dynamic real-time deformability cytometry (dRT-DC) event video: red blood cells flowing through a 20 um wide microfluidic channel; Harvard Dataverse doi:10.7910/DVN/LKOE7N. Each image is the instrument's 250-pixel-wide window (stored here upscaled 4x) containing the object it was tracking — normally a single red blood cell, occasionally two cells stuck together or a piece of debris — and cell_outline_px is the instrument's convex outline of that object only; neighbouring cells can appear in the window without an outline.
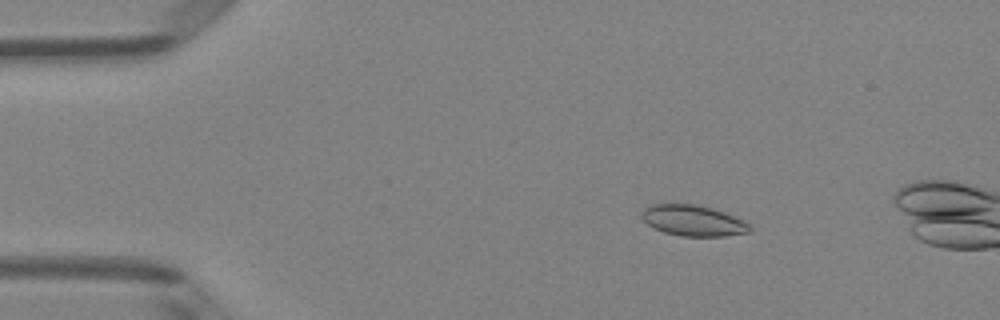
{"species": "Egyptian fruit bat (a non-hibernating species)", "species_latin": "Rousettus aegyptiacus", "temperature_condition": "room temperature", "stored_images_in_passage": 12, "camera_frame_rate_fps": 3000, "um_per_image_px": 0.085, "animal": {"sex": "female"}, "frame": {"image": 1, "passage_image": 6, "time_ms": 1.667, "image_size_px": [1000, 320], "cell_outline_px": [[752, 228], [748, 232], [724, 236], [680, 236], [664, 232], [648, 224], [640, 216], [640, 212], [648, 204], [696, 204], [712, 208], [724, 212], [748, 224]], "centroid_in_image_um": [58.85, 18.74], "position_along_channel_um": 26.1, "area_um2": 19.25}}